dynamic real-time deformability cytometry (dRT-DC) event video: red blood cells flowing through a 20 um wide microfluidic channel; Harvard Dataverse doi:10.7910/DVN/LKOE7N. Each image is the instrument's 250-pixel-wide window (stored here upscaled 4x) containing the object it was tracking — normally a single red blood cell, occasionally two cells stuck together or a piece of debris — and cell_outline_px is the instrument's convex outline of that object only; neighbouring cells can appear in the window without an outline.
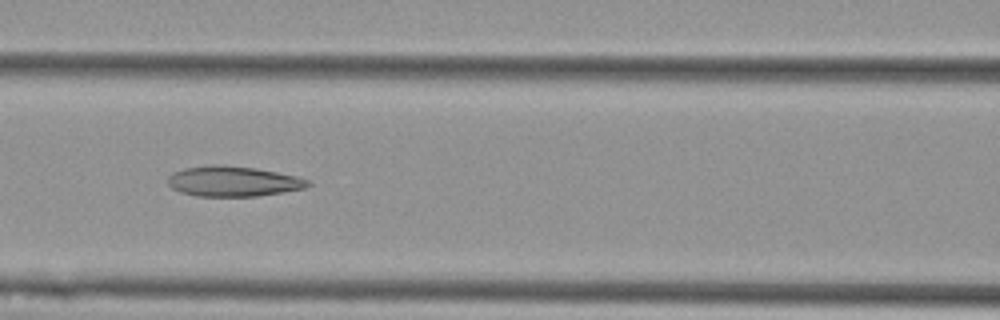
{"species": "Egyptian fruit bat (a non-hibernating species)", "species_latin": "Rousettus aegyptiacus", "temperature_condition": "cold", "stored_images_in_passage": 4, "camera_frame_rate_fps": 3000, "um_per_image_px": 0.085, "animal": {"sex": "female"}, "frame": {"image": 1, "passage_image": 3, "time_ms": 0.667, "image_size_px": [1000, 320], "cell_outline_px": [[312, 184], [304, 188], [284, 192], [256, 196], [196, 196], [180, 192], [172, 188], [168, 184], [168, 176], [172, 172], [184, 168], [212, 164], [224, 164], [256, 168], [296, 176], [312, 180]], "centroid_in_image_um": [19.81, 15.4], "position_along_channel_um": 146.8, "area_um2": 24.97}}